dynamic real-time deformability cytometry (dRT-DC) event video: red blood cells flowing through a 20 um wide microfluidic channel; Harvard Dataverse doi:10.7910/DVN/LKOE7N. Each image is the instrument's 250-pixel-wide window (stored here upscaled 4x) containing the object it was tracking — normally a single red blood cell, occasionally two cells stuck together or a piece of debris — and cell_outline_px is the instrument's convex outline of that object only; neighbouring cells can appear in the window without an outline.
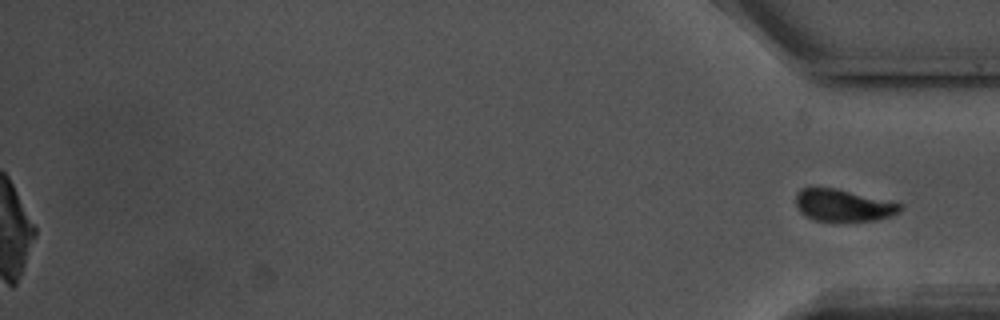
{"species": "common noctule bat (a hibernating species)", "species_latin": "Nyctalus noctula", "temperature_condition": "warm", "stored_images_in_passage": 58, "camera_frame_rate_fps": 3000, "um_per_image_px": 0.085, "animal": {"sex": "male", "body_mass_g": 17.5, "forearm_length_mm": 52.3}, "frame": {"image": 1, "passage_image": 58, "time_ms": 19.0, "image_size_px": [1000, 320], "cell_outline_px": [[904, 208], [900, 212], [892, 216], [876, 220], [816, 220], [804, 216], [800, 212], [796, 204], [796, 192], [800, 188], [812, 184], [816, 184], [896, 200], [904, 204]], "centroid_in_image_um": [71.71, 17.38], "position_along_channel_um": 363.5, "area_um2": 20.52}}